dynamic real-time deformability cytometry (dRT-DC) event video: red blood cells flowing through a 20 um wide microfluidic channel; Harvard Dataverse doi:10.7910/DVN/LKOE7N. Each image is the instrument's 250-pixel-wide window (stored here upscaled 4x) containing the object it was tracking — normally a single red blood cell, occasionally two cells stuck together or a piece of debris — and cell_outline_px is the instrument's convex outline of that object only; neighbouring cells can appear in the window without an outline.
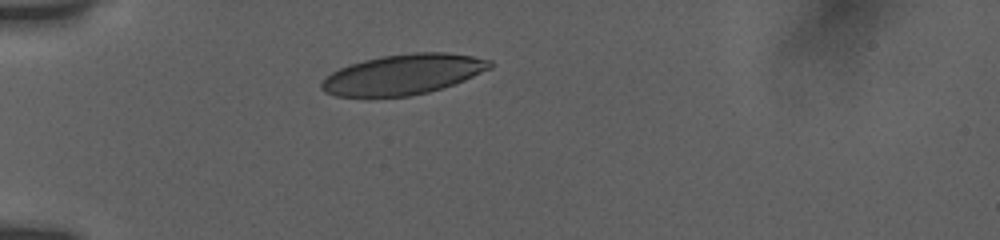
{"species": "human", "species_latin": "Homo sapiens", "temperature_condition": "room temperature", "stored_images_in_passage": 28, "camera_frame_rate_fps": 3000, "um_per_image_px": 0.085, "donor": {"sex": "female"}, "frame": {"image": 1, "passage_image": 1, "time_ms": 0.0, "image_size_px": [1000, 240], "cell_outline_px": [[496, 64], [492, 68], [464, 80], [428, 92], [408, 96], [336, 96], [324, 92], [320, 88], [320, 84], [332, 72], [340, 68], [364, 60], [380, 56], [412, 52], [448, 52], [472, 56], [492, 60]], "centroid_in_image_um": [34.31, 6.31], "position_along_channel_um": 50.7, "area_um2": 39.36}}
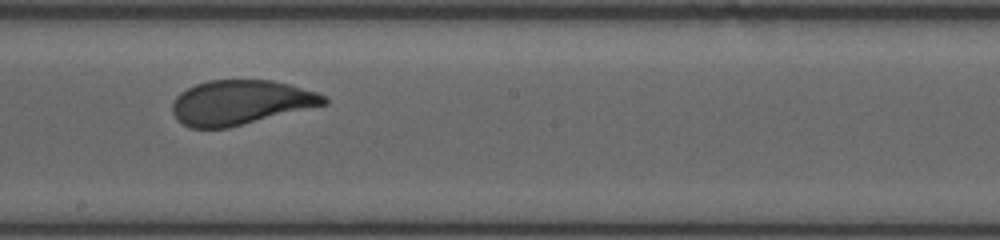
{"frame": {"image": 2, "passage_image": 15, "time_ms": 5.333, "image_size_px": [1000, 240], "cell_outline_px": [[328, 104], [228, 128], [188, 128], [176, 120], [172, 112], [172, 100], [180, 92], [196, 84], [208, 80], [272, 80], [288, 84], [316, 92], [324, 96], [328, 100]], "centroid_in_image_um": [20.41, 8.72], "position_along_channel_um": 227.8, "area_um2": 39.54}}
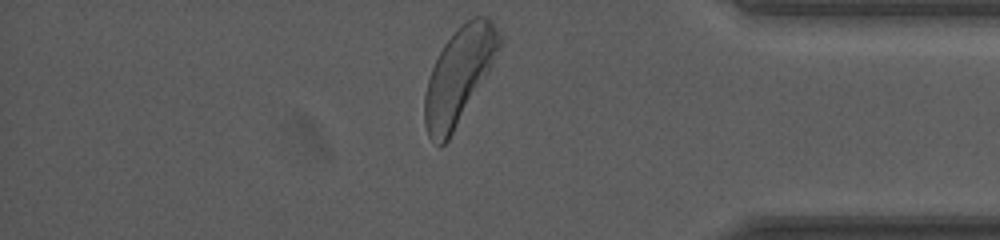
{"frame": {"image": 3, "passage_image": 28, "time_ms": 10.333, "image_size_px": [1000, 240], "cell_outline_px": [[504, 44], [488, 72], [448, 140], [440, 148], [428, 136], [424, 124], [424, 96], [428, 80], [432, 68], [444, 44], [460, 24], [472, 16], [488, 16], [492, 20]], "centroid_in_image_um": [39.02, 6.4], "position_along_channel_um": 396.2, "area_um2": 41.38}, "authors_computed_cell_mechanics": {"area_um2": 40.6623, "velocity_mm_per_s": 3.7559, "shape_relaxation_time_tau1_ms": 3.7733, "shape_relaxation_time_tau2_ms": null, "deformation_change_tau1": 0.1649, "deformation_change_tau2": null}}